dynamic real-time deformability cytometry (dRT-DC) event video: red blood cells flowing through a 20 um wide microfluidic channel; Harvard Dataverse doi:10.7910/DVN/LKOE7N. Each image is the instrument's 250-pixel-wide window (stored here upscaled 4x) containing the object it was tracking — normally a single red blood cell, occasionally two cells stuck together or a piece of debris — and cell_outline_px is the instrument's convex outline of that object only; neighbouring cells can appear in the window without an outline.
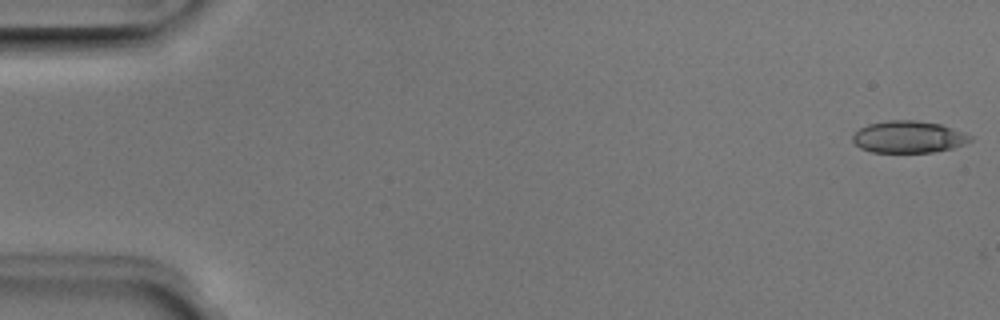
{"species": "Egyptian fruit bat (a non-hibernating species)", "species_latin": "Rousettus aegyptiacus", "temperature_condition": "room temperature", "stored_images_in_passage": 51, "camera_frame_rate_fps": 3000, "um_per_image_px": 0.085, "animal": {"sex": "male"}, "frame": {"image": 1, "passage_image": 1, "time_ms": 0.0, "image_size_px": [1000, 320], "cell_outline_px": [[972, 140], [964, 144], [952, 148], [932, 152], [872, 152], [860, 148], [852, 140], [852, 136], [860, 128], [868, 124], [888, 120], [916, 120], [940, 124], [964, 132], [972, 136]], "centroid_in_image_um": [77.22, 11.63], "position_along_channel_um": 7.8, "area_um2": 21.85}}
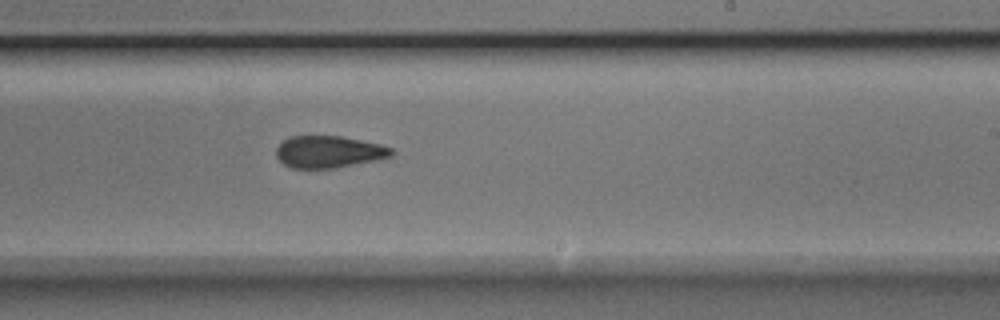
{"frame": {"image": 2, "passage_image": 31, "time_ms": 10.0, "image_size_px": [1000, 320], "cell_outline_px": [[396, 152], [392, 156], [376, 160], [336, 168], [292, 168], [284, 164], [276, 156], [276, 148], [288, 136], [340, 136], [380, 144], [392, 148]], "centroid_in_image_um": [27.96, 12.9], "position_along_channel_um": 261.0, "area_um2": 21.5}}
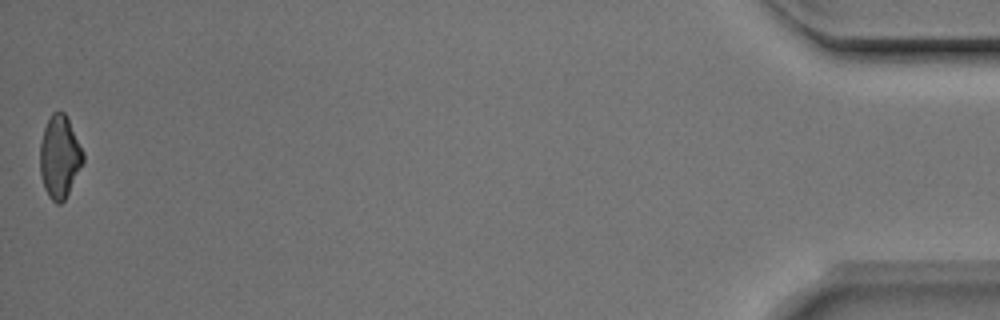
{"frame": {"image": 3, "passage_image": 51, "time_ms": 16.667, "image_size_px": [1000, 320], "cell_outline_px": [[84, 160], [64, 200], [60, 204], [56, 204], [48, 196], [44, 188], [40, 172], [40, 140], [44, 128], [52, 112], [64, 112], [84, 152]], "centroid_in_image_um": [5.05, 13.34], "position_along_channel_um": 430.2, "area_um2": 20.46}, "authors_computed_cell_mechanics": {"area_um2": 22.0796, "velocity_mm_per_s": 3.9608, "shape_relaxation_time_tau1_ms": 5.2919, "shape_relaxation_time_tau2_ms": 2.2877, "deformation_change_tau1": 0.1451, "deformation_change_tau2": 0.0839}}